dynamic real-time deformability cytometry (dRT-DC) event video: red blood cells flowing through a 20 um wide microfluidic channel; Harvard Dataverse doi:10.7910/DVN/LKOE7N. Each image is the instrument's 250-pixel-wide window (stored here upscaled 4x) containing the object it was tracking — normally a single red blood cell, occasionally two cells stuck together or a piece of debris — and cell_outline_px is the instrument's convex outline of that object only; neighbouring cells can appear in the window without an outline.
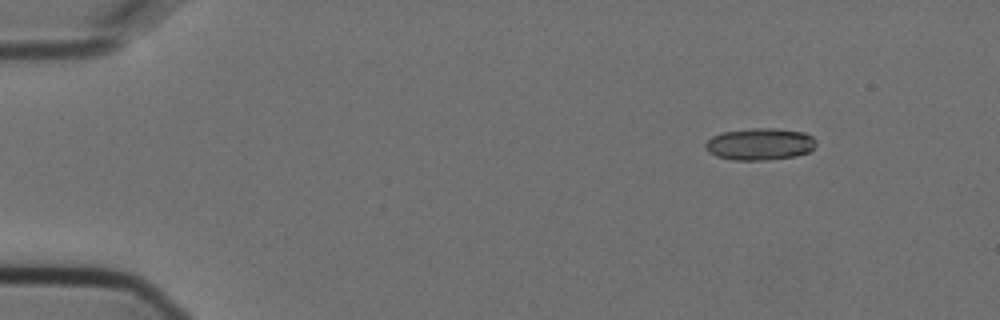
{"species": "Egyptian fruit bat (a non-hibernating species)", "species_latin": "Rousettus aegyptiacus", "temperature_condition": "cold", "stored_images_in_passage": 7, "camera_frame_rate_fps": 3000, "um_per_image_px": 0.085, "animal": {"sex": "female"}, "frame": {"image": 1, "passage_image": 1, "time_ms": 0.0, "image_size_px": [1000, 320], "cell_outline_px": [[816, 144], [808, 152], [796, 156], [764, 160], [732, 160], [716, 156], [708, 152], [704, 148], [704, 144], [712, 136], [724, 132], [752, 128], [772, 128], [804, 132], [812, 136], [816, 140]], "centroid_in_image_um": [64.57, 12.25], "position_along_channel_um": 20.4, "area_um2": 20.63}}
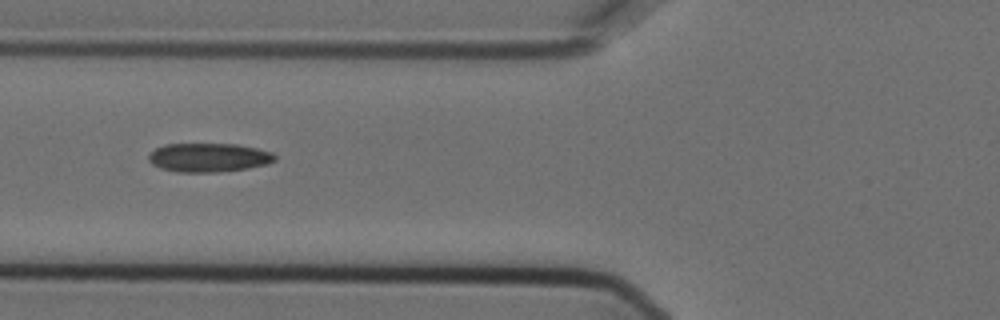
{"frame": {"image": 2, "passage_image": 5, "time_ms": 1.333, "image_size_px": [1000, 320], "cell_outline_px": [[276, 160], [268, 164], [248, 168], [220, 172], [180, 172], [160, 168], [152, 164], [148, 160], [148, 152], [164, 144], [236, 144], [256, 148], [272, 152], [276, 156]], "centroid_in_image_um": [17.73, 13.39], "position_along_channel_um": 108.1, "area_um2": 21.39}}
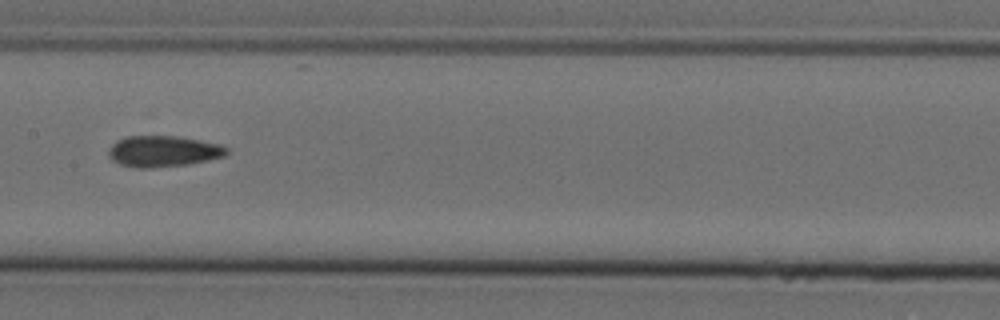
{"frame": {"image": 3, "passage_image": 7, "time_ms": 2.0, "image_size_px": [1000, 320], "cell_outline_px": [[228, 152], [224, 156], [188, 164], [148, 168], [136, 168], [120, 164], [112, 160], [108, 156], [108, 148], [116, 140], [128, 136], [176, 136], [220, 144], [228, 148]], "centroid_in_image_um": [13.83, 12.86], "position_along_channel_um": 193.6, "area_um2": 21.33}}